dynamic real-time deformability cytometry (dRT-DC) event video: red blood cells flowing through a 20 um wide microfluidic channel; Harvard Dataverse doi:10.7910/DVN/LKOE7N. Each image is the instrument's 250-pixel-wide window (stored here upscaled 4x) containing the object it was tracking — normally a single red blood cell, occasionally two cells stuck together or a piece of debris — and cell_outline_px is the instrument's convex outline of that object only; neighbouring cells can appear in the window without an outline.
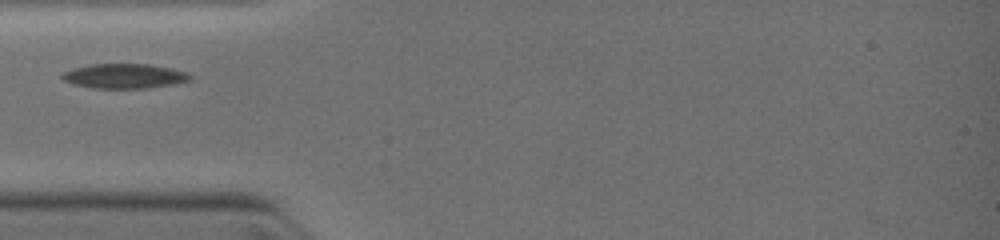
{"species": "common noctule bat (a hibernating species)", "species_latin": "Nyctalus noctula", "temperature_condition": "warm", "stored_images_in_passage": 4, "camera_frame_rate_fps": 3000, "um_per_image_px": 0.085, "animal": {"sex": "female", "body_mass_g": 19.0, "forearm_length_mm": 51.5}, "frame": {"image": 1, "passage_image": 2, "time_ms": 1.0, "image_size_px": [1000, 240], "cell_outline_px": [[192, 76], [188, 80], [172, 84], [144, 88], [92, 88], [72, 84], [64, 80], [60, 76], [64, 72], [72, 68], [92, 64], [148, 64], [188, 72]], "centroid_in_image_um": [10.52, 6.46], "position_along_channel_um": 74.5, "area_um2": 18.21}}
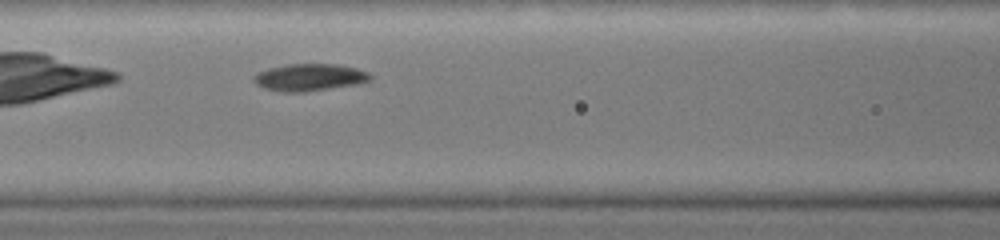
{"frame": {"image": 2, "passage_image": 4, "time_ms": 2.333, "image_size_px": [1000, 240], "cell_outline_px": [[372, 76], [368, 80], [356, 84], [304, 92], [284, 92], [264, 88], [256, 84], [252, 80], [252, 76], [268, 68], [288, 64], [336, 64], [356, 68], [368, 72]], "centroid_in_image_um": [26.27, 6.57], "position_along_channel_um": 140.3, "area_um2": 18.26}}